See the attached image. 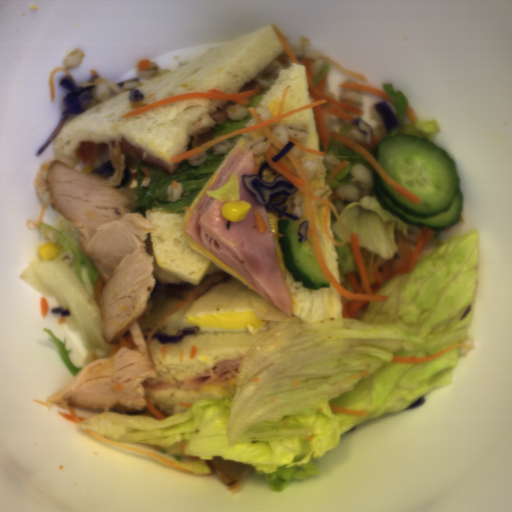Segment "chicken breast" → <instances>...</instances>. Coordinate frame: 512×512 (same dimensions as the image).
I'll return each mask as SVG.
<instances>
[{"label": "chicken breast", "mask_w": 512, "mask_h": 512, "mask_svg": "<svg viewBox=\"0 0 512 512\" xmlns=\"http://www.w3.org/2000/svg\"><path fill=\"white\" fill-rule=\"evenodd\" d=\"M107 154L113 168L109 177L52 160L46 171L49 204L78 229L81 250L104 282L99 307L105 343L118 342L130 331L137 348L123 346L88 364L65 388L34 402L61 409L72 404L95 411L141 412L146 404L143 382L157 377L140 324L156 288L155 261L145 243L156 224L131 213L128 197L114 188L126 165L121 146L109 145Z\"/></svg>", "instance_id": "cb542c10"}]
</instances>
